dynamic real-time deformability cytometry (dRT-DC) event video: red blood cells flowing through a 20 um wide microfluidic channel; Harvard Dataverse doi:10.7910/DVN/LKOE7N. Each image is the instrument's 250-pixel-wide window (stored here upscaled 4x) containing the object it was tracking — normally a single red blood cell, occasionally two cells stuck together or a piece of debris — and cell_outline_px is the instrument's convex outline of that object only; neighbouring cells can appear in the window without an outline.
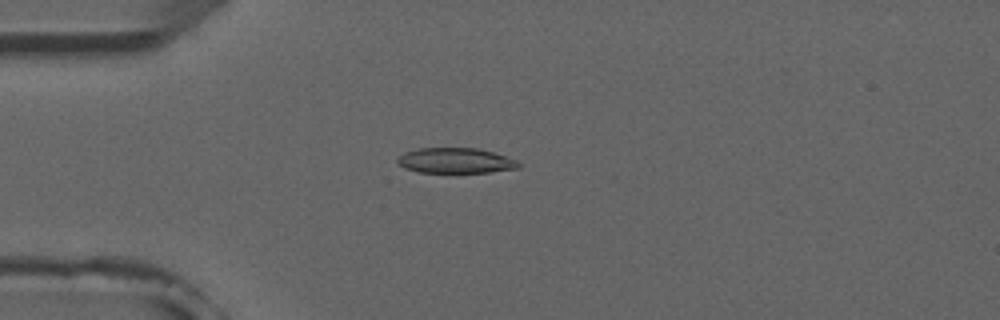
{"species": "common noctule bat (a hibernating species)", "species_latin": "Nyctalus noctula", "temperature_condition": "room temperature", "stored_images_in_passage": 6, "camera_frame_rate_fps": 3000, "um_per_image_px": 0.085, "animal": {"sex": "male", "forearm_length_mm": 52.5}, "frame": {"image": 1, "passage_image": 3, "time_ms": 2.667, "image_size_px": [1000, 320], "cell_outline_px": [[520, 168], [488, 172], [420, 172], [404, 168], [396, 160], [404, 152], [420, 148], [480, 148], [516, 160], [520, 164]], "centroid_in_image_um": [38.72, 13.65], "position_along_channel_um": 46.3, "area_um2": 17.69}}
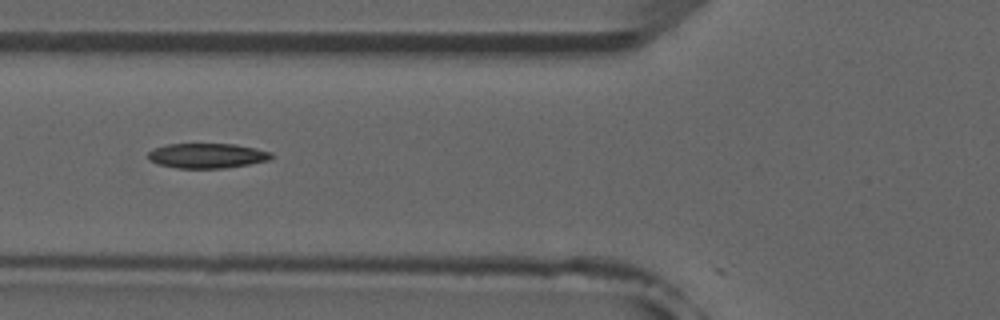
{"frame": {"image": 2, "passage_image": 5, "time_ms": 4.667, "image_size_px": [1000, 320], "cell_outline_px": [[272, 156], [268, 160], [248, 164], [224, 168], [176, 168], [156, 164], [148, 156], [148, 152], [152, 148], [168, 144], [236, 144], [256, 148], [272, 152]], "centroid_in_image_um": [17.58, 13.23], "position_along_channel_um": 108.2, "area_um2": 17.86}}